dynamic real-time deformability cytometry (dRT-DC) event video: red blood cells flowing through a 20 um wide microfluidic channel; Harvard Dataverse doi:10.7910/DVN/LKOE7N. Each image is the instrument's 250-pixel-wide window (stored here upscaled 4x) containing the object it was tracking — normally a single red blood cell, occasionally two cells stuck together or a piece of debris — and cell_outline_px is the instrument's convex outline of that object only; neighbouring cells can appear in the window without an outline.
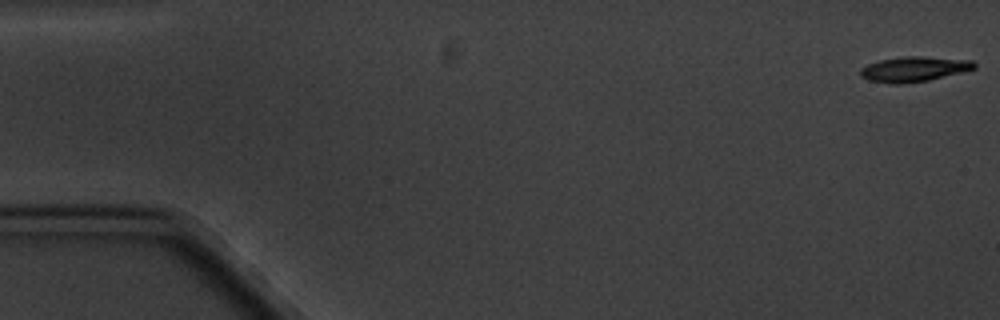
{"species": "common noctule bat (a hibernating species)", "species_latin": "Nyctalus noctula", "temperature_condition": "cold", "stored_images_in_passage": 5, "camera_frame_rate_fps": 3000, "um_per_image_px": 0.085, "animal": {"sex": "male", "body_mass_g": 20.1, "forearm_length_mm": 53.5}, "frame": {"image": 1, "passage_image": 1, "time_ms": 0.0, "image_size_px": [1000, 320], "cell_outline_px": [[976, 68], [928, 80], [900, 84], [888, 84], [868, 80], [860, 76], [860, 68], [868, 64], [880, 60], [908, 56], [924, 56], [972, 60], [976, 64]], "centroid_in_image_um": [77.65, 5.87], "position_along_channel_um": 7.3, "area_um2": 16.59}}